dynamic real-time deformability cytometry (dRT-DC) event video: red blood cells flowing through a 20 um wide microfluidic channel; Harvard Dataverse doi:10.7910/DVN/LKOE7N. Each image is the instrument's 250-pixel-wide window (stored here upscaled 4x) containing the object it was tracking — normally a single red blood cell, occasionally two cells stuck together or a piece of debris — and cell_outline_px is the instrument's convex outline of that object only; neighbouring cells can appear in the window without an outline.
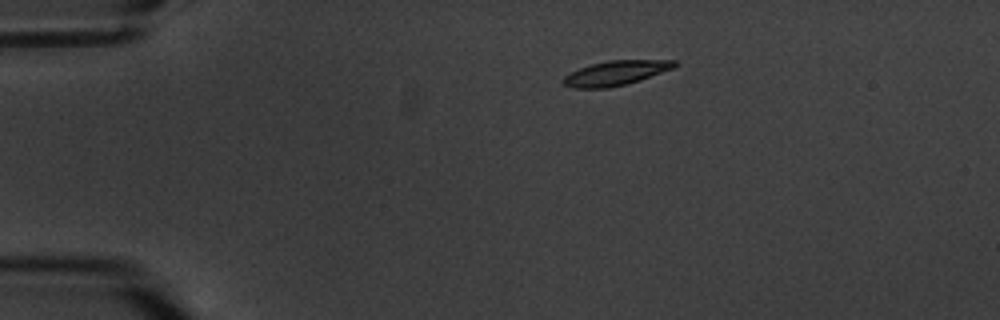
{"species": "common noctule bat (a hibernating species)", "species_latin": "Nyctalus noctula", "temperature_condition": "warm", "stored_images_in_passage": 6, "camera_frame_rate_fps": 3000, "um_per_image_px": 0.085, "animal": {"sex": "male", "body_mass_g": 20.1, "forearm_length_mm": 53.5}, "frame": {"image": 1, "passage_image": 3, "time_ms": 2.333, "image_size_px": [1000, 320], "cell_outline_px": [[676, 64], [672, 68], [640, 80], [608, 88], [572, 88], [564, 84], [564, 76], [580, 68], [592, 64], [608, 60], [676, 60]], "centroid_in_image_um": [52.32, 6.2], "position_along_channel_um": 32.7, "area_um2": 15.61}}